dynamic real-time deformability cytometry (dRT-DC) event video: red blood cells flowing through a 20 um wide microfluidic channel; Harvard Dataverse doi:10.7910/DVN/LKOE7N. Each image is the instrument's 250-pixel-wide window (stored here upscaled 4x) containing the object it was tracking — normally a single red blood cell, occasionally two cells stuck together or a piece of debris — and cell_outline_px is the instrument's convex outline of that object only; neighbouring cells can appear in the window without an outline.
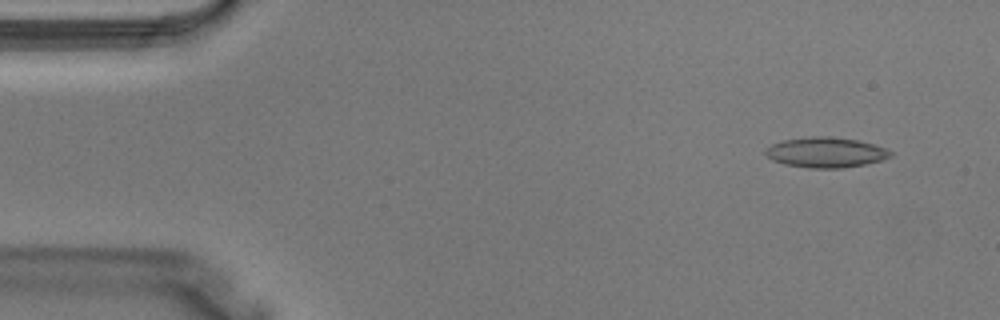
{"species": "Egyptian fruit bat (a non-hibernating species)", "species_latin": "Rousettus aegyptiacus", "temperature_condition": "warm", "stored_images_in_passage": 5, "segment_of_instrument_passage": [2, 2], "camera_frame_rate_fps": 3000, "um_per_image_px": 0.085, "animal": {"sex": "male"}, "frame": {"image": 1, "passage_image": 5, "time_ms": 1.333, "image_size_px": [1000, 320], "cell_outline_px": [[892, 156], [880, 160], [864, 164], [840, 168], [808, 168], [784, 164], [772, 160], [764, 152], [772, 144], [784, 140], [812, 136], [832, 136], [860, 140], [884, 148], [892, 152]], "centroid_in_image_um": [70.19, 12.95], "position_along_channel_um": 14.8, "area_um2": 21.91}}